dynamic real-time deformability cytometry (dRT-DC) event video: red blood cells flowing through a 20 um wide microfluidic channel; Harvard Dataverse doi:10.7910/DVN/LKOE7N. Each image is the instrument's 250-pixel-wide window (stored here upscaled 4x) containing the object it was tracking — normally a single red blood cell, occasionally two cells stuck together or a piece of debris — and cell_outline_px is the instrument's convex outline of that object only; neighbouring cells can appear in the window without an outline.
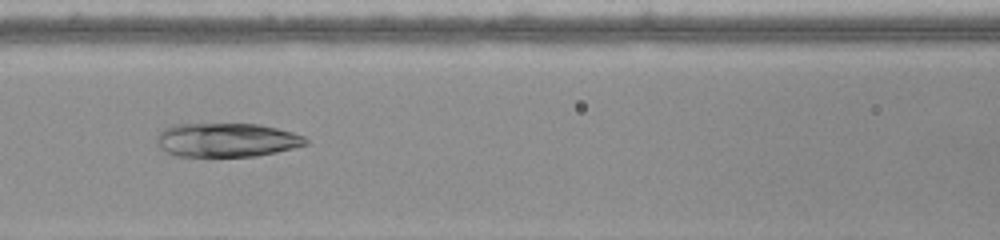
{"species": "common noctule bat (a hibernating species)", "species_latin": "Nyctalus noctula", "temperature_condition": "warm", "stored_images_in_passage": 45, "camera_frame_rate_fps": 3000, "um_per_image_px": 0.085, "animal": {"sex": "female", "body_mass_g": 22.0, "forearm_length_mm": 56.7}, "frame": {"image": 1, "passage_image": 16, "time_ms": 5.0, "image_size_px": [1000, 240], "cell_outline_px": [[308, 144], [276, 152], [256, 156], [176, 156], [160, 148], [156, 140], [156, 136], [164, 128], [176, 124], [260, 124], [292, 132], [304, 136], [308, 140]], "centroid_in_image_um": [19.26, 11.89], "position_along_channel_um": 147.3, "area_um2": 29.36}}
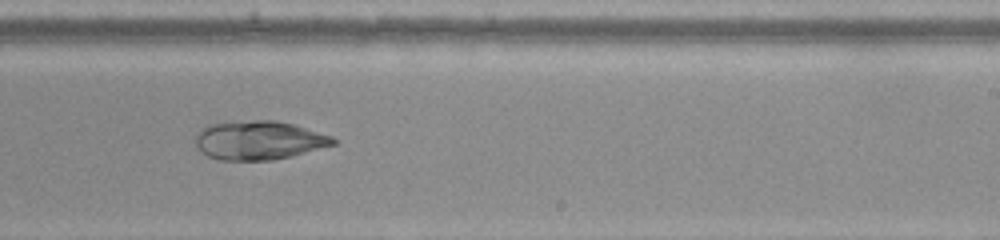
{"frame": {"image": 2, "passage_image": 25, "time_ms": 8.0, "image_size_px": [1000, 240], "cell_outline_px": [[336, 144], [292, 156], [272, 160], [220, 160], [208, 156], [196, 144], [196, 132], [200, 128], [208, 124], [256, 120], [276, 120], [292, 124], [332, 136], [336, 140]], "centroid_in_image_um": [22.01, 11.92], "position_along_channel_um": 267.0, "area_um2": 30.98}}
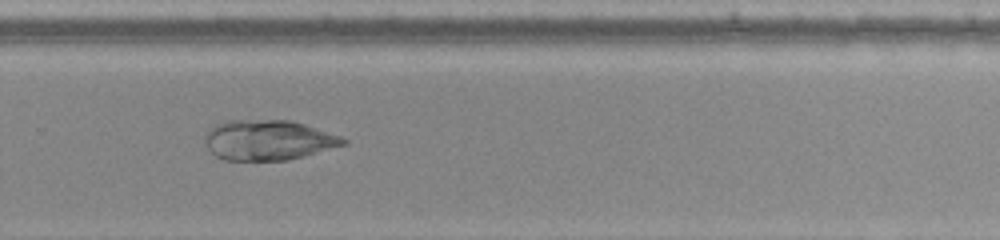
{"frame": {"image": 3, "passage_image": 28, "time_ms": 9.0, "image_size_px": [1000, 240], "cell_outline_px": [[348, 144], [304, 156], [288, 160], [224, 160], [216, 156], [208, 148], [204, 140], [208, 132], [216, 124], [228, 120], [288, 120], [304, 124], [340, 136], [348, 140]], "centroid_in_image_um": [22.82, 11.91], "position_along_channel_um": 307.0, "area_um2": 32.19}}